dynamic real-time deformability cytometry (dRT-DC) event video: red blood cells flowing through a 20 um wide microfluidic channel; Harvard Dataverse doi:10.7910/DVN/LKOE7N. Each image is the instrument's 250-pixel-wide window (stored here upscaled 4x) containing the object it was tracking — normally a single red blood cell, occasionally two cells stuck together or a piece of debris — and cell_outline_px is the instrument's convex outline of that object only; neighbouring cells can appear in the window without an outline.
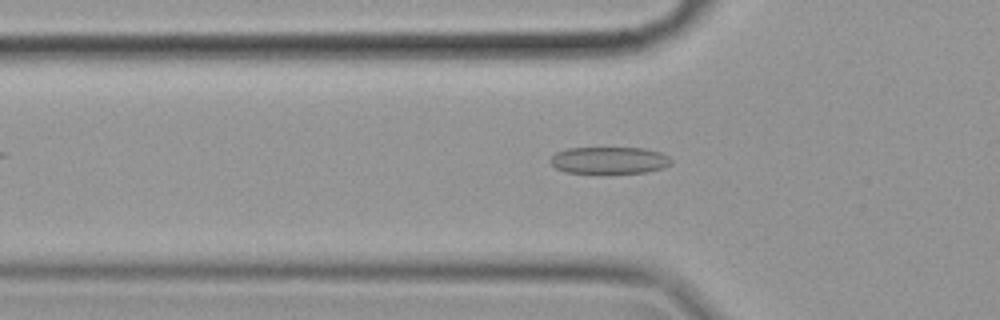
{"species": "common noctule bat (a hibernating species)", "species_latin": "Nyctalus noctula", "temperature_condition": "cold", "stored_images_in_passage": 55, "camera_frame_rate_fps": 3000, "um_per_image_px": 0.085, "animal": {"sex": "female", "body_mass_g": 19.9}, "frame": {"image": 1, "passage_image": 17, "time_ms": 5.333, "image_size_px": [1000, 320], "cell_outline_px": [[672, 164], [664, 168], [648, 172], [600, 176], [564, 172], [556, 168], [548, 160], [556, 152], [568, 148], [644, 148], [660, 152], [668, 156], [672, 160]], "centroid_in_image_um": [51.78, 13.68], "position_along_channel_um": 74.0, "area_um2": 20.06}}
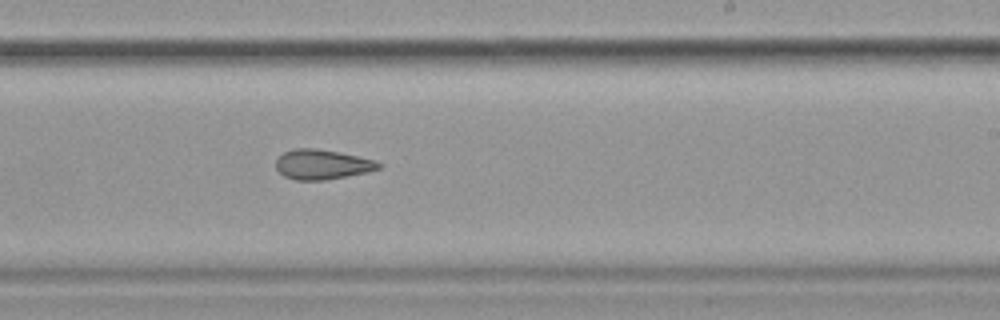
{"frame": {"image": 2, "passage_image": 33, "time_ms": 10.667, "image_size_px": [1000, 320], "cell_outline_px": [[384, 164], [380, 168], [368, 172], [324, 180], [296, 180], [284, 176], [276, 168], [276, 160], [284, 152], [292, 148], [316, 148], [340, 152], [376, 160]], "centroid_in_image_um": [27.41, 13.97], "position_along_channel_um": 261.6, "area_um2": 17.98}}
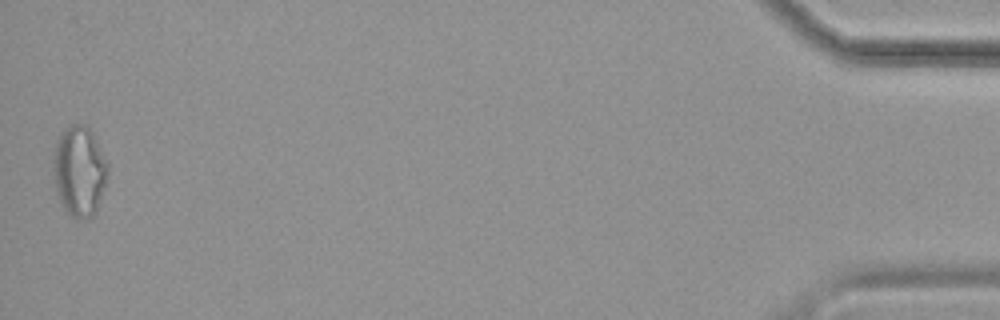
{"frame": {"image": 3, "passage_image": 55, "time_ms": 18.0, "image_size_px": [1000, 320], "cell_outline_px": [[108, 176], [96, 212], [88, 220], [84, 220], [68, 216], [60, 204], [56, 192], [52, 172], [52, 164], [56, 140], [60, 132], [64, 128], [72, 124], [88, 124], [108, 164]], "centroid_in_image_um": [6.71, 14.56], "position_along_channel_um": 428.5, "area_um2": 29.48}, "authors_computed_cell_mechanics": {"area_um2": 20.0566, "velocity_mm_per_s": 3.5143, "shape_relaxation_time_tau1_ms": null, "shape_relaxation_time_tau2_ms": 3.0303, "deformation_change_tau1": null, "deformation_change_tau2": 0.1082}}